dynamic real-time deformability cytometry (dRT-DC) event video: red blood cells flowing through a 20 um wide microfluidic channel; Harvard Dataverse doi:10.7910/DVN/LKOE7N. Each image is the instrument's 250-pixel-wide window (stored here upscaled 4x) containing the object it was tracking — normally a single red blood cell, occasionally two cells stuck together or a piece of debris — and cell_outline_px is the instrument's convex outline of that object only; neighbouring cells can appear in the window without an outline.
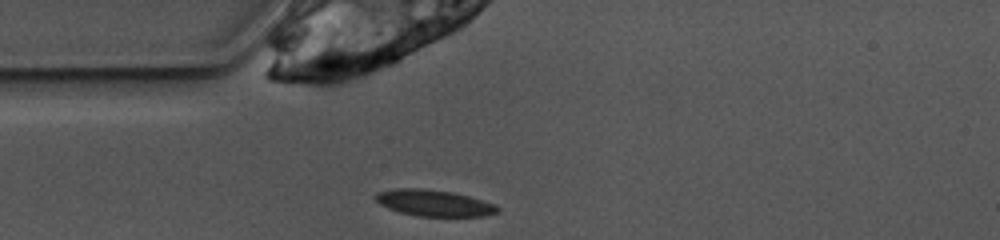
{"species": "common noctule bat (a hibernating species)", "species_latin": "Nyctalus noctula", "temperature_condition": "warm", "stored_images_in_passage": 39, "camera_frame_rate_fps": 3000, "um_per_image_px": 0.085, "animal": {"sex": "female", "body_mass_g": 10.0, "forearm_length_mm": 53.1}, "frame": {"image": 1, "passage_image": 1, "time_ms": 0.0, "image_size_px": [1000, 240], "cell_outline_px": [[500, 212], [484, 216], [416, 216], [400, 212], [388, 208], [380, 204], [372, 196], [376, 192], [396, 188], [424, 188], [452, 192], [468, 196], [496, 204], [500, 208]], "centroid_in_image_um": [36.88, 17.25], "position_along_channel_um": 48.1, "area_um2": 18.9}}
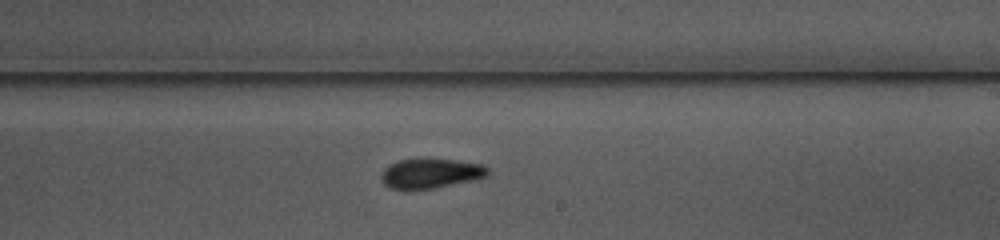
{"frame": {"image": 2, "passage_image": 17, "time_ms": 5.333, "image_size_px": [1000, 240], "cell_outline_px": [[488, 176], [432, 188], [388, 188], [380, 180], [380, 176], [384, 168], [400, 160], [456, 160], [484, 164], [488, 168]], "centroid_in_image_um": [36.6, 14.73], "position_along_channel_um": 252.4, "area_um2": 17.8}}
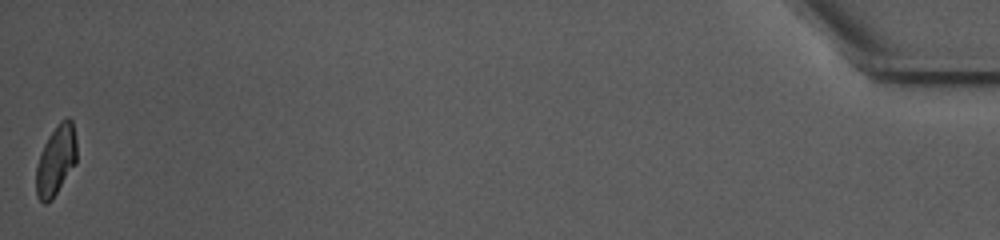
{"frame": {"image": 3, "passage_image": 39, "time_ms": 12.667, "image_size_px": [1000, 240], "cell_outline_px": [[76, 164], [52, 200], [48, 204], [44, 204], [36, 196], [36, 164], [40, 152], [48, 136], [60, 120], [68, 116], [72, 120], [76, 140]], "centroid_in_image_um": [4.75, 13.64], "position_along_channel_um": 430.5, "area_um2": 16.88}, "authors_computed_cell_mechanics": {"area_um2": 18.1492, "velocity_mm_per_s": 3.8984, "shape_relaxation_time_tau1_ms": 3.6244, "shape_relaxation_time_tau2_ms": null, "deformation_change_tau1": 0.1265, "deformation_change_tau2": null}}